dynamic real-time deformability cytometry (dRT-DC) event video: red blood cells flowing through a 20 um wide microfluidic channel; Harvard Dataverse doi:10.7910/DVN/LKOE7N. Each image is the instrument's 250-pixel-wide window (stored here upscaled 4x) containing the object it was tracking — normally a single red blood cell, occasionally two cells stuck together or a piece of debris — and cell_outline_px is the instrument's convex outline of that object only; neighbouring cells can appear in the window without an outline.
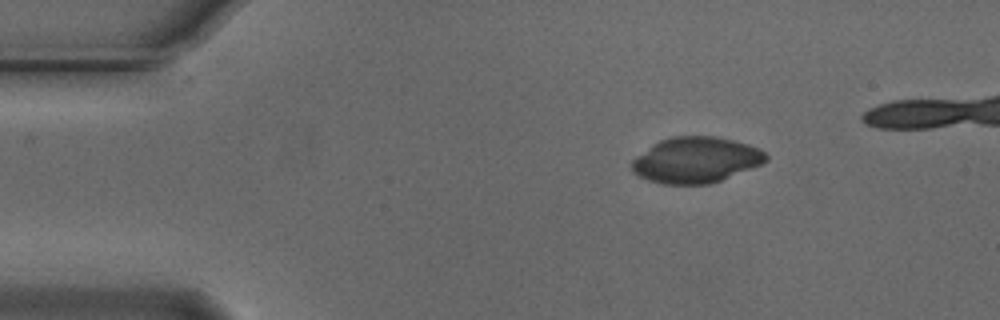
{"species": "Egyptian fruit bat (a non-hibernating species)", "species_latin": "Rousettus aegyptiacus", "temperature_condition": "cold", "stored_images_in_passage": 12, "camera_frame_rate_fps": 3000, "um_per_image_px": 0.085, "animal": {"sex": "male"}, "frame": {"image": 1, "passage_image": 1, "time_ms": 0.0, "image_size_px": [1000, 320], "cell_outline_px": [[768, 160], [760, 164], [720, 180], [708, 184], [664, 184], [648, 180], [632, 172], [632, 160], [636, 156], [652, 144], [660, 140], [672, 136], [716, 136], [748, 144], [760, 148], [768, 156]], "centroid_in_image_um": [59.13, 13.59], "position_along_channel_um": 25.9, "area_um2": 35.6}}